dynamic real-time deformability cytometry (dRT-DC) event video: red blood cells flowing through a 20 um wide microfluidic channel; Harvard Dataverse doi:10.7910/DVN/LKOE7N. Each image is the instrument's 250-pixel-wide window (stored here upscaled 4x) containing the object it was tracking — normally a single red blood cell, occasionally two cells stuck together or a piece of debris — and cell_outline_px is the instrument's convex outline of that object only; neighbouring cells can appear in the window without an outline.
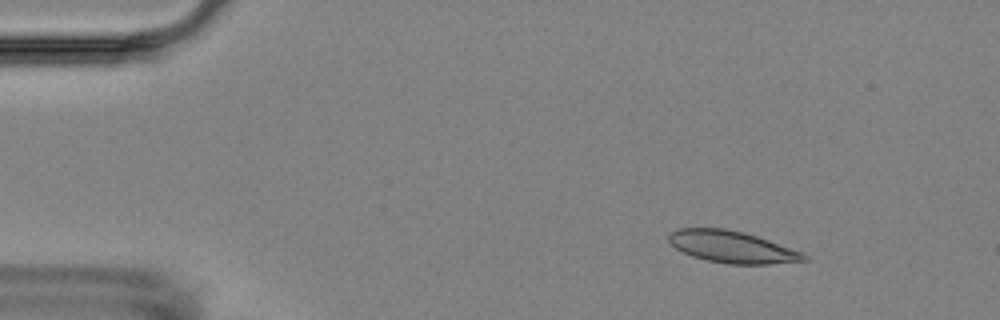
{"species": "Egyptian fruit bat (a non-hibernating species)", "species_latin": "Rousettus aegyptiacus", "temperature_condition": "room temperature", "stored_images_in_passage": 3, "camera_frame_rate_fps": 3000, "um_per_image_px": 0.085, "animal": {"sex": "female"}, "frame": {"image": 1, "passage_image": 1, "time_ms": 0.0, "image_size_px": [1000, 320], "cell_outline_px": [[808, 260], [768, 264], [728, 264], [708, 260], [692, 256], [676, 248], [668, 240], [668, 232], [676, 228], [724, 228], [744, 232], [804, 252], [808, 256]], "centroid_in_image_um": [62.22, 20.98], "position_along_channel_um": 22.8, "area_um2": 25.09}}